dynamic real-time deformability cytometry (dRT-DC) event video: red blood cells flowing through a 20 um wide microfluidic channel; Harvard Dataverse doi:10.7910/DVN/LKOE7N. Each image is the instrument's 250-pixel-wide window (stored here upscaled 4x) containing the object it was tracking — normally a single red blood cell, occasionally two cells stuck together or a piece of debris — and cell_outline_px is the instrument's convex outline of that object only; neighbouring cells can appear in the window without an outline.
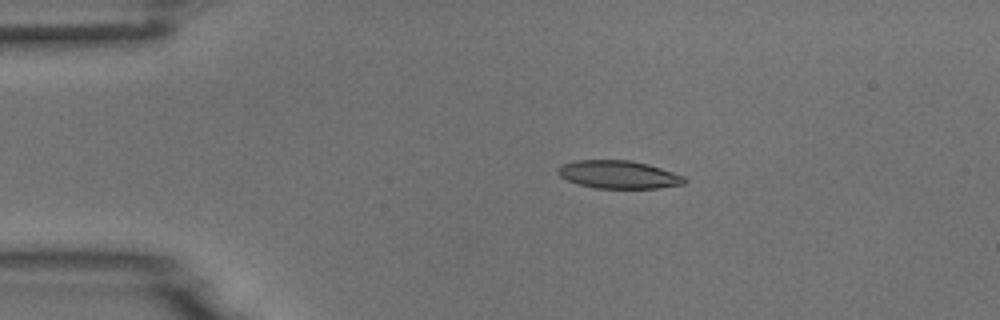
{"species": "common noctule bat (a hibernating species)", "species_latin": "Nyctalus noctula", "temperature_condition": "room temperature", "stored_images_in_passage": 6, "camera_frame_rate_fps": 3000, "um_per_image_px": 0.085, "animal": {"sex": "male", "body_mass_g": 18.8}, "frame": {"image": 1, "passage_image": 2, "time_ms": 1.333, "image_size_px": [1000, 320], "cell_outline_px": [[688, 180], [684, 184], [660, 188], [596, 188], [580, 184], [568, 180], [560, 176], [560, 168], [564, 164], [576, 160], [628, 160], [648, 164], [684, 176]], "centroid_in_image_um": [52.65, 14.84], "position_along_channel_um": 32.4, "area_um2": 20.29}}
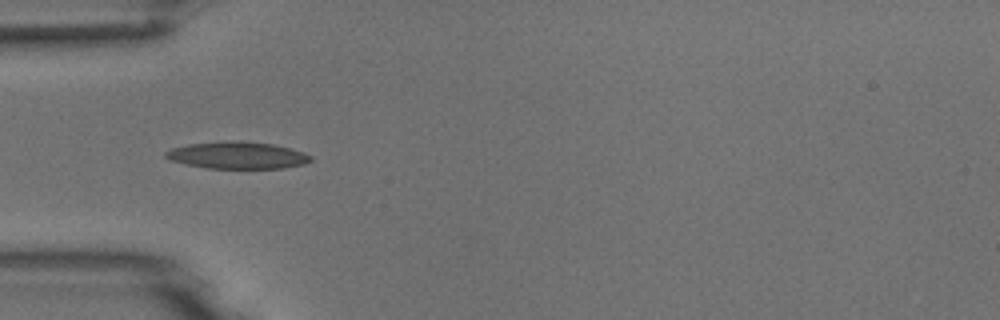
{"frame": {"image": 2, "passage_image": 3, "time_ms": 3.333, "image_size_px": [1000, 320], "cell_outline_px": [[312, 160], [304, 164], [284, 168], [208, 168], [184, 164], [168, 160], [164, 156], [164, 152], [172, 148], [188, 144], [232, 140], [240, 140], [272, 144], [304, 152], [312, 156]], "centroid_in_image_um": [20.15, 13.19], "position_along_channel_um": 64.9, "area_um2": 22.95}}